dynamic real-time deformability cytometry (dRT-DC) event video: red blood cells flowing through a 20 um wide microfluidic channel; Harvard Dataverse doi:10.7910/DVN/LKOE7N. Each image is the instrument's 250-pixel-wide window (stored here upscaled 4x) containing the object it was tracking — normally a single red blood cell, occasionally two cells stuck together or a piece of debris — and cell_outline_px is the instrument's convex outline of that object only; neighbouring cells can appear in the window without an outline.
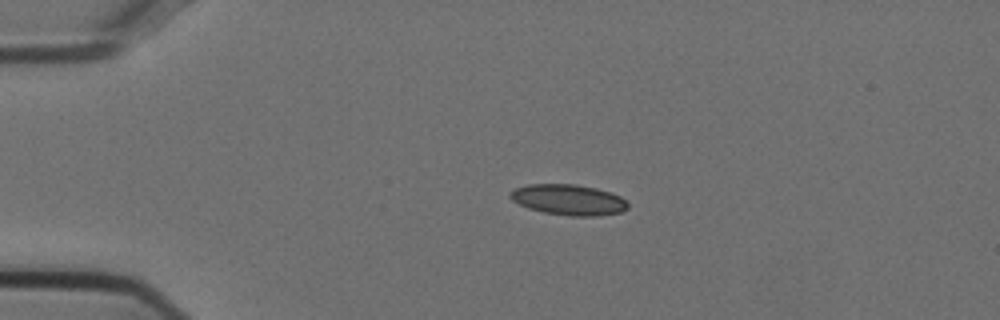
{"species": "Egyptian fruit bat (a non-hibernating species)", "species_latin": "Rousettus aegyptiacus", "temperature_condition": "cold", "stored_images_in_passage": 52, "camera_frame_rate_fps": 3000, "um_per_image_px": 0.085, "animal": {"sex": "female"}, "frame": {"image": 1, "passage_image": 10, "time_ms": 3.0, "image_size_px": [1000, 320], "cell_outline_px": [[628, 208], [620, 212], [596, 216], [568, 216], [544, 212], [528, 208], [512, 200], [508, 196], [516, 188], [528, 184], [576, 184], [596, 188], [612, 192], [620, 196], [628, 204]], "centroid_in_image_um": [48.34, 16.98], "position_along_channel_um": 36.7, "area_um2": 20.98}}
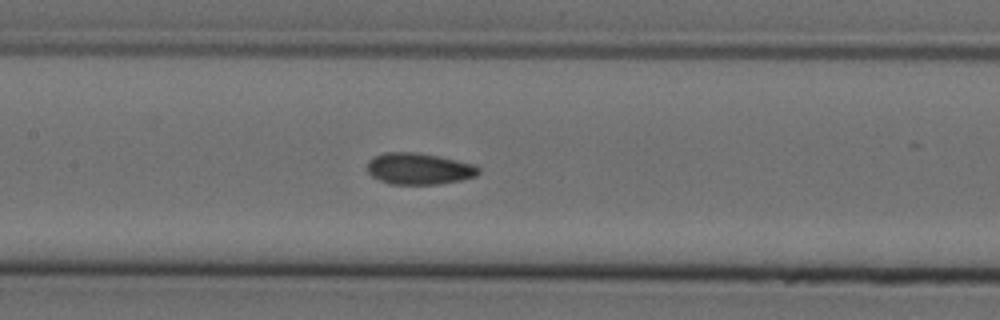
{"frame": {"image": 2, "passage_image": 24, "time_ms": 7.667, "image_size_px": [1000, 320], "cell_outline_px": [[480, 172], [476, 176], [460, 180], [440, 184], [388, 184], [372, 176], [368, 172], [368, 160], [384, 152], [416, 152], [456, 160], [472, 164], [480, 168]], "centroid_in_image_um": [35.6, 14.35], "position_along_channel_um": 171.8, "area_um2": 20.29}}
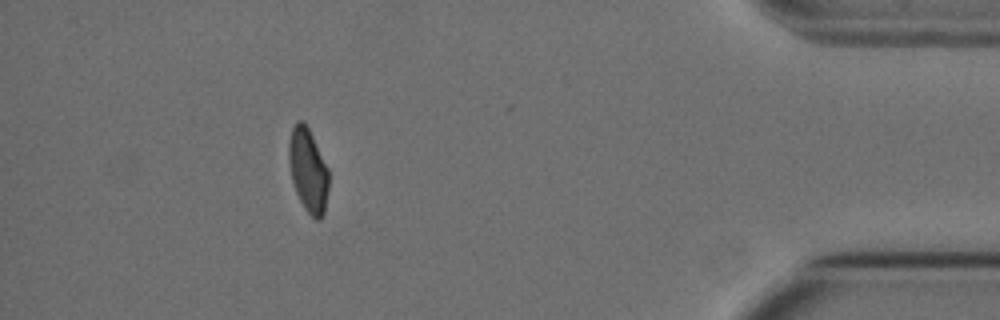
{"frame": {"image": 3, "passage_image": 47, "time_ms": 15.333, "image_size_px": [1000, 320], "cell_outline_px": [[328, 188], [324, 212], [320, 220], [316, 220], [304, 208], [296, 192], [292, 180], [288, 160], [288, 144], [292, 128], [300, 120], [308, 128], [328, 168]], "centroid_in_image_um": [26.18, 14.5], "position_along_channel_um": 409.0, "area_um2": 19.13}, "authors_computed_cell_mechanics": {"area_um2": 20.1144, "velocity_mm_per_s": 3.7417, "shape_relaxation_time_tau1_ms": null, "shape_relaxation_time_tau2_ms": 2.0266, "deformation_change_tau1": null, "deformation_change_tau2": 0.063}}